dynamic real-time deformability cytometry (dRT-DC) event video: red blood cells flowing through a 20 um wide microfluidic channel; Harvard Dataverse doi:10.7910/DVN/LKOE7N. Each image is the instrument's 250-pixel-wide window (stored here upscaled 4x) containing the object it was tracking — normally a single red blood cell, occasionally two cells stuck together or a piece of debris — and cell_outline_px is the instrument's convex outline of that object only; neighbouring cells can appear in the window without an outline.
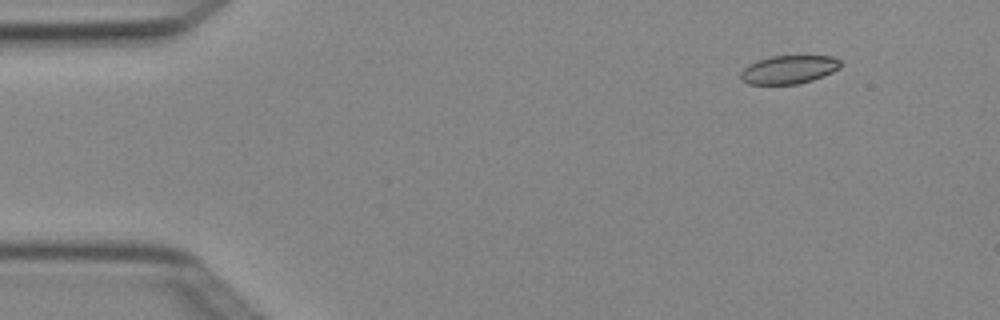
{"species": "Egyptian fruit bat (a non-hibernating species)", "species_latin": "Rousettus aegyptiacus", "temperature_condition": "cold", "stored_images_in_passage": 6, "camera_frame_rate_fps": 3000, "um_per_image_px": 0.085, "animal": {"sex": "female"}, "frame": {"image": 1, "passage_image": 1, "time_ms": 0.0, "image_size_px": [1000, 320], "cell_outline_px": [[840, 68], [832, 72], [812, 80], [796, 84], [748, 84], [740, 80], [740, 72], [748, 64], [756, 60], [772, 56], [832, 56], [840, 60]], "centroid_in_image_um": [67.01, 5.91], "position_along_channel_um": 18.0, "area_um2": 16.53}}
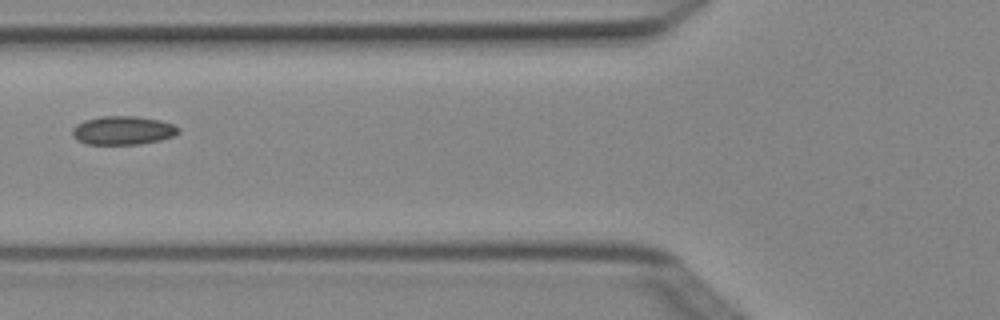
{"frame": {"image": 2, "passage_image": 5, "time_ms": 1.333, "image_size_px": [1000, 320], "cell_outline_px": [[180, 132], [172, 136], [160, 140], [140, 144], [88, 144], [76, 140], [72, 136], [72, 128], [76, 124], [84, 120], [100, 116], [136, 116], [160, 120], [172, 124], [180, 128]], "centroid_in_image_um": [10.42, 11.08], "position_along_channel_um": 115.4, "area_um2": 17.8}}
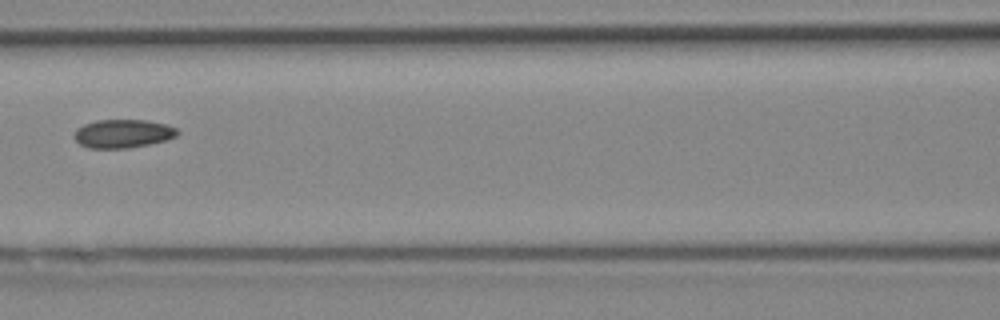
{"frame": {"image": 3, "passage_image": 6, "time_ms": 1.667, "image_size_px": [1000, 320], "cell_outline_px": [[180, 132], [176, 136], [168, 140], [128, 148], [88, 148], [80, 144], [76, 140], [76, 128], [84, 124], [96, 120], [148, 120], [168, 124], [176, 128]], "centroid_in_image_um": [10.49, 11.35], "position_along_channel_um": 156.1, "area_um2": 17.17}}